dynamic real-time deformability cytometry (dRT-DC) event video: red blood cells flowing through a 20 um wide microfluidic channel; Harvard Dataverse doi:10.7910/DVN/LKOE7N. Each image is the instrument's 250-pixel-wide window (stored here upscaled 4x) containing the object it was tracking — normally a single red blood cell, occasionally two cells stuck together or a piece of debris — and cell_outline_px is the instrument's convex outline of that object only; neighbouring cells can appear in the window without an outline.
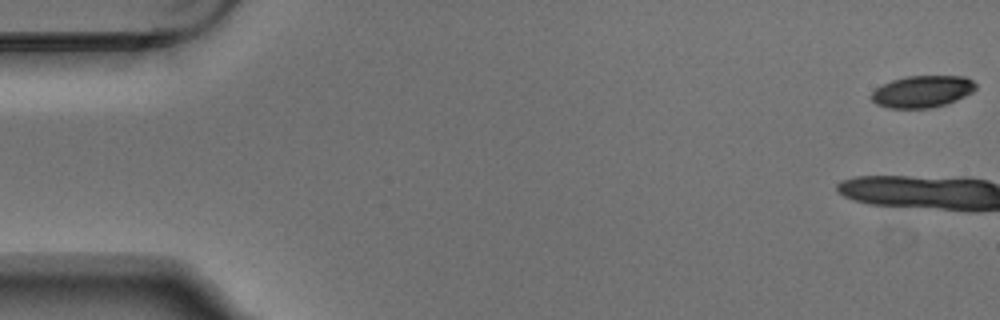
{"species": "Egyptian fruit bat (a non-hibernating species)", "species_latin": "Rousettus aegyptiacus", "temperature_condition": "warm", "stored_images_in_passage": 3, "camera_frame_rate_fps": 3000, "um_per_image_px": 0.085, "animal": {"sex": "male"}, "frame": {"image": 1, "passage_image": 1, "time_ms": 0.0, "image_size_px": [1000, 320], "cell_outline_px": [[976, 88], [972, 92], [956, 100], [932, 108], [888, 108], [876, 104], [868, 96], [876, 88], [892, 80], [904, 76], [964, 76], [972, 80], [976, 84]], "centroid_in_image_um": [78.37, 7.78], "position_along_channel_um": 6.6, "area_um2": 19.42}}